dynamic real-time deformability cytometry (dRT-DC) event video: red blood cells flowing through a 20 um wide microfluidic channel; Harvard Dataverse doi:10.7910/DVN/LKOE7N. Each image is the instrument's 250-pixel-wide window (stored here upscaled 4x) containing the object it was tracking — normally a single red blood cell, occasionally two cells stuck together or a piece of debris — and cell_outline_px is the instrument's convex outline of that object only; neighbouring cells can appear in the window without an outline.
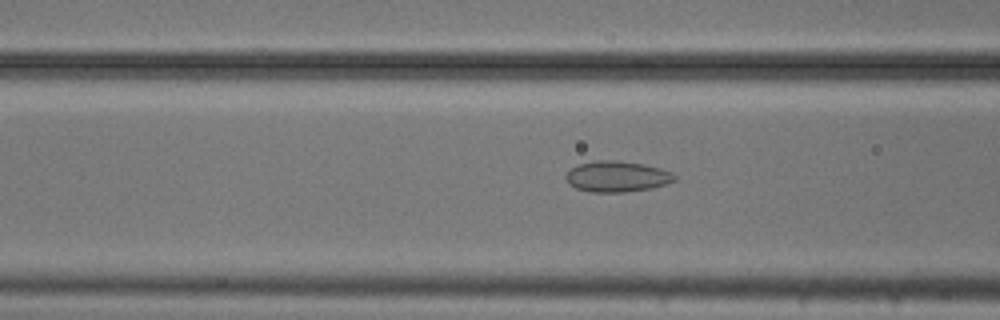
{"species": "common noctule bat (a hibernating species)", "species_latin": "Nyctalus noctula", "temperature_condition": "cold", "stored_images_in_passage": 53, "camera_frame_rate_fps": 3000, "um_per_image_px": 0.085, "animal": {"sex": "male", "body_mass_g": 20.5, "forearm_length_mm": 52.5}, "frame": {"image": 1, "passage_image": 20, "time_ms": 6.333, "image_size_px": [1000, 320], "cell_outline_px": [[676, 180], [652, 188], [624, 192], [592, 192], [576, 188], [568, 184], [564, 176], [572, 168], [580, 164], [596, 160], [616, 160], [644, 164], [660, 168], [672, 172], [676, 176]], "centroid_in_image_um": [52.44, 15.0], "position_along_channel_um": 114.2, "area_um2": 19.54}}
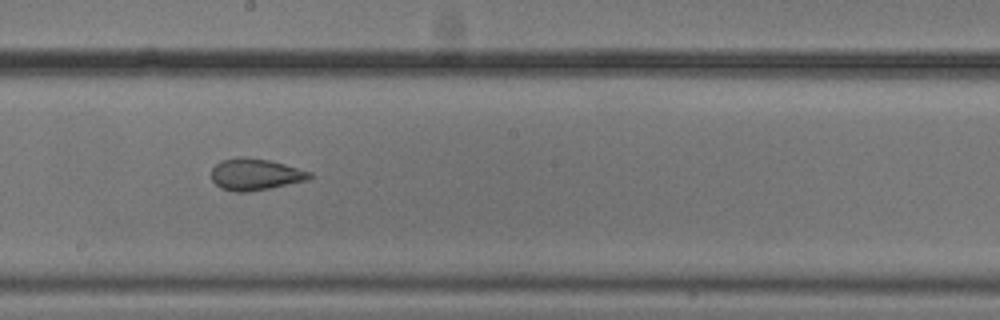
{"frame": {"image": 2, "passage_image": 29, "time_ms": 9.333, "image_size_px": [1000, 320], "cell_outline_px": [[312, 176], [308, 180], [268, 188], [244, 192], [232, 192], [220, 188], [212, 180], [212, 168], [220, 160], [240, 156], [244, 156], [268, 160], [284, 164], [312, 172]], "centroid_in_image_um": [21.67, 14.81], "position_along_channel_um": 226.5, "area_um2": 18.09}}
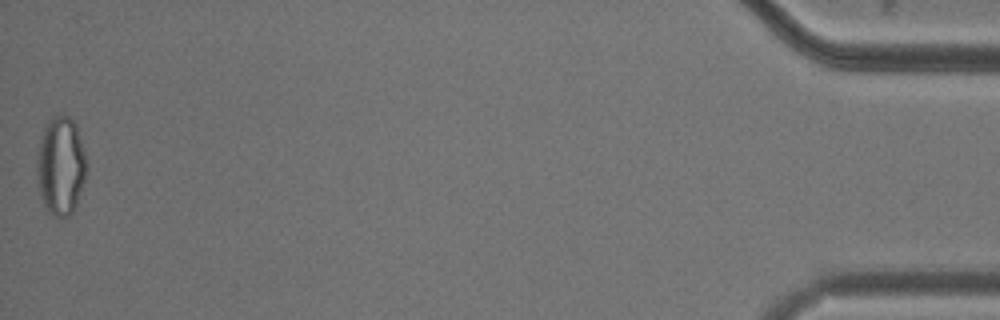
{"frame": {"image": 3, "passage_image": 53, "time_ms": 17.333, "image_size_px": [1000, 320], "cell_outline_px": [[88, 168], [76, 204], [72, 212], [68, 216], [56, 216], [48, 212], [44, 204], [40, 192], [36, 172], [36, 164], [40, 140], [44, 128], [48, 120], [52, 116], [68, 116], [76, 124], [84, 152]], "centroid_in_image_um": [5.16, 14.09], "position_along_channel_um": 430.0, "area_um2": 28.21}, "authors_computed_cell_mechanics": {"area_um2": 21.5016, "velocity_mm_per_s": 3.731, "shape_relaxation_time_tau1_ms": null, "shape_relaxation_time_tau2_ms": 2.1781, "deformation_change_tau1": null, "deformation_change_tau2": 0.0888}}